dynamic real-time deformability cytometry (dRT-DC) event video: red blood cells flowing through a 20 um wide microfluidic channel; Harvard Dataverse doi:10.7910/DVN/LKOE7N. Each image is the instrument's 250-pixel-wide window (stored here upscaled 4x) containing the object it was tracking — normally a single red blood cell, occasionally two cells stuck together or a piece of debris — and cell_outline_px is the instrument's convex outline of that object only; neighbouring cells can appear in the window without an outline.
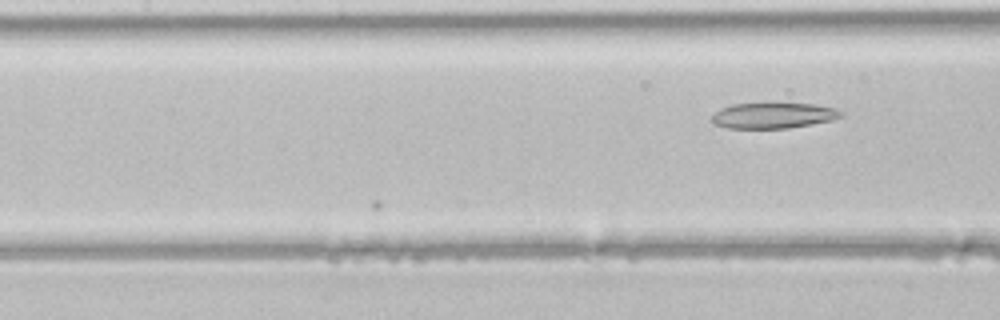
{"species": "common noctule bat (a hibernating species)", "species_latin": "Nyctalus noctula", "temperature_condition": "room temperature", "stored_images_in_passage": 7, "camera_frame_rate_fps": 3000, "um_per_image_px": 0.085, "animal": {"sex": "male", "body_mass_g": 21.5, "forearm_length_mm": 52.0}, "frame": {"image": 1, "passage_image": 7, "time_ms": 2.0, "image_size_px": [1000, 320], "cell_outline_px": [[844, 116], [832, 120], [812, 124], [788, 128], [728, 128], [712, 124], [712, 116], [720, 108], [732, 104], [816, 104], [836, 108], [844, 112]], "centroid_in_image_um": [65.76, 9.82], "position_along_channel_um": 141.6, "area_um2": 19.31}}